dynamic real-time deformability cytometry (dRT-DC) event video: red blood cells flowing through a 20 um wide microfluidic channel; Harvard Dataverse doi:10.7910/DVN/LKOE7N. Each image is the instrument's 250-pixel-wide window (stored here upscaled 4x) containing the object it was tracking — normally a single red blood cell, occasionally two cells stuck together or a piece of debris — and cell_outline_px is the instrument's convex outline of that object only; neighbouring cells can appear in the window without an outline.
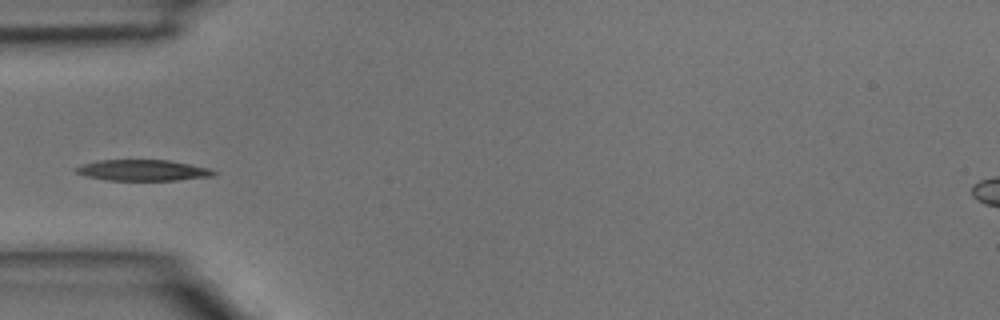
{"species": "common noctule bat (a hibernating species)", "species_latin": "Nyctalus noctula", "temperature_condition": "room temperature", "stored_images_in_passage": 5, "camera_frame_rate_fps": 3000, "um_per_image_px": 0.085, "animal": {"sex": "male", "body_mass_g": 15.6}, "frame": {"image": 1, "passage_image": 4, "time_ms": 1.0, "image_size_px": [1000, 320], "cell_outline_px": [[216, 172], [212, 176], [176, 180], [108, 180], [88, 176], [76, 172], [72, 168], [96, 160], [168, 160], [208, 168]], "centroid_in_image_um": [12.1, 14.47], "position_along_channel_um": 72.9, "area_um2": 16.59}}